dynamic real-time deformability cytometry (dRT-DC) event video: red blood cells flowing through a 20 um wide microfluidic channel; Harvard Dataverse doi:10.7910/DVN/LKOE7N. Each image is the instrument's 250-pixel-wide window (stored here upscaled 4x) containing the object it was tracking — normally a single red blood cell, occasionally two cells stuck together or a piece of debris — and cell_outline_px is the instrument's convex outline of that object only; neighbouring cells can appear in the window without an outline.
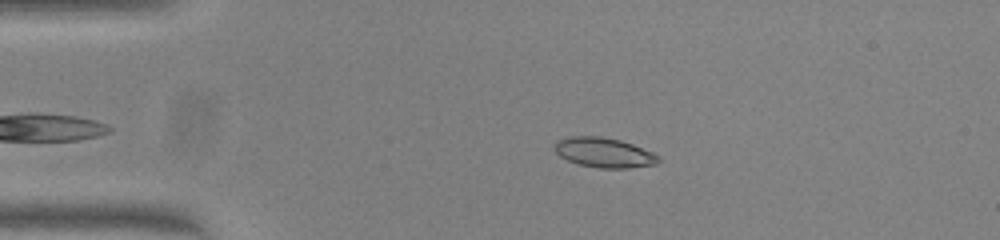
{"species": "common noctule bat (a hibernating species)", "species_latin": "Nyctalus noctula", "temperature_condition": "warm", "stored_images_in_passage": 44, "camera_frame_rate_fps": 3000, "um_per_image_px": 0.085, "animal": {"sex": "female", "body_mass_g": 23.0, "forearm_length_mm": 53.4}, "frame": {"image": 1, "passage_image": 11, "time_ms": 3.333, "image_size_px": [1000, 240], "cell_outline_px": [[660, 160], [656, 164], [628, 168], [600, 168], [580, 164], [568, 160], [560, 156], [556, 152], [556, 140], [568, 136], [600, 136], [620, 140], [632, 144], [652, 152], [660, 156]], "centroid_in_image_um": [51.36, 12.96], "position_along_channel_um": 33.6, "area_um2": 17.92}}
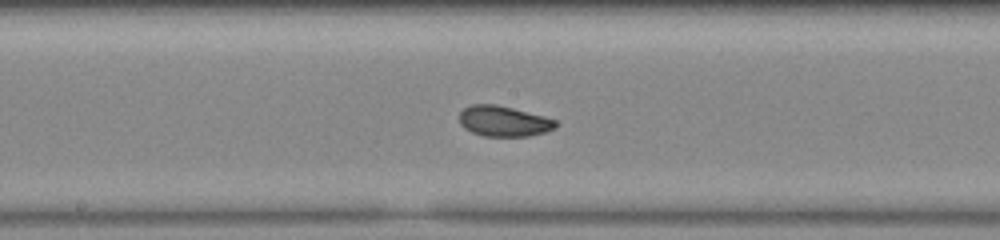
{"frame": {"image": 2, "passage_image": 27, "time_ms": 8.667, "image_size_px": [1000, 240], "cell_outline_px": [[556, 124], [552, 128], [544, 132], [528, 136], [484, 136], [472, 132], [464, 128], [460, 124], [460, 112], [464, 108], [472, 104], [496, 104], [544, 116], [556, 120]], "centroid_in_image_um": [42.77, 10.29], "position_along_channel_um": 205.4, "area_um2": 16.94}}
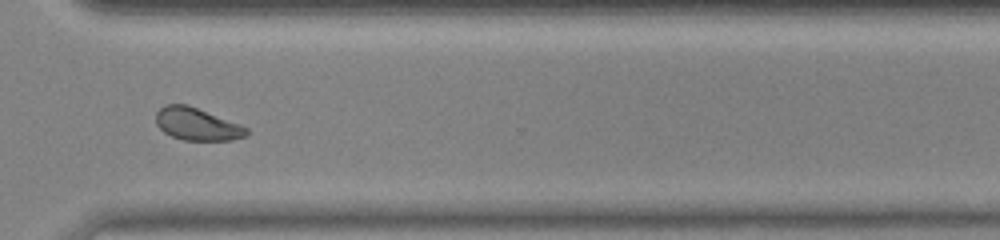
{"frame": {"image": 3, "passage_image": 38, "time_ms": 12.333, "image_size_px": [1000, 240], "cell_outline_px": [[248, 136], [232, 140], [184, 140], [172, 136], [164, 132], [156, 124], [156, 112], [164, 104], [188, 104], [248, 128]], "centroid_in_image_um": [16.73, 10.55], "position_along_channel_um": 353.9, "area_um2": 17.05}, "authors_computed_cell_mechanics": {"area_um2": 17.4845, "velocity_mm_per_s": 4.051, "shape_relaxation_time_tau1_ms": 2.6454, "shape_relaxation_time_tau2_ms": 1.4581, "deformation_change_tau1": 0.1264, "deformation_change_tau2": 0.0575}}